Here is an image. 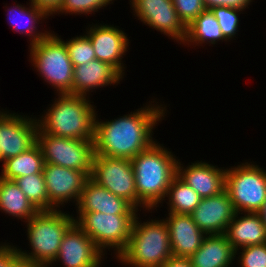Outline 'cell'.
Segmentation results:
<instances>
[{
	"label": "cell",
	"mask_w": 266,
	"mask_h": 267,
	"mask_svg": "<svg viewBox=\"0 0 266 267\" xmlns=\"http://www.w3.org/2000/svg\"><path fill=\"white\" fill-rule=\"evenodd\" d=\"M116 119L100 121L96 114L94 129L95 154L107 157L132 159L155 142L154 127L166 116L167 106L152 104ZM165 115V116H164ZM98 119V120H97Z\"/></svg>",
	"instance_id": "6da1fadb"
},
{
	"label": "cell",
	"mask_w": 266,
	"mask_h": 267,
	"mask_svg": "<svg viewBox=\"0 0 266 267\" xmlns=\"http://www.w3.org/2000/svg\"><path fill=\"white\" fill-rule=\"evenodd\" d=\"M164 147L156 141L131 159L138 199L149 210H154L163 204L168 188L177 175L179 159Z\"/></svg>",
	"instance_id": "7a4b0ae2"
},
{
	"label": "cell",
	"mask_w": 266,
	"mask_h": 267,
	"mask_svg": "<svg viewBox=\"0 0 266 267\" xmlns=\"http://www.w3.org/2000/svg\"><path fill=\"white\" fill-rule=\"evenodd\" d=\"M51 107L37 119L38 127L58 137L94 140L96 107L89 97L58 94Z\"/></svg>",
	"instance_id": "3957f363"
},
{
	"label": "cell",
	"mask_w": 266,
	"mask_h": 267,
	"mask_svg": "<svg viewBox=\"0 0 266 267\" xmlns=\"http://www.w3.org/2000/svg\"><path fill=\"white\" fill-rule=\"evenodd\" d=\"M73 215L61 210L38 211L26 222L27 238L32 251L16 247L18 256L32 267L52 266L62 238L74 223Z\"/></svg>",
	"instance_id": "277c9868"
},
{
	"label": "cell",
	"mask_w": 266,
	"mask_h": 267,
	"mask_svg": "<svg viewBox=\"0 0 266 267\" xmlns=\"http://www.w3.org/2000/svg\"><path fill=\"white\" fill-rule=\"evenodd\" d=\"M171 256L169 230L164 218L142 223L137 214L127 247L117 260L129 267H161Z\"/></svg>",
	"instance_id": "5b68a950"
},
{
	"label": "cell",
	"mask_w": 266,
	"mask_h": 267,
	"mask_svg": "<svg viewBox=\"0 0 266 267\" xmlns=\"http://www.w3.org/2000/svg\"><path fill=\"white\" fill-rule=\"evenodd\" d=\"M30 59L38 75L57 94H72L73 65L64 40L52 32L43 40L29 46Z\"/></svg>",
	"instance_id": "8992f818"
},
{
	"label": "cell",
	"mask_w": 266,
	"mask_h": 267,
	"mask_svg": "<svg viewBox=\"0 0 266 267\" xmlns=\"http://www.w3.org/2000/svg\"><path fill=\"white\" fill-rule=\"evenodd\" d=\"M225 190L236 212L257 213L266 199V171L254 162L226 168Z\"/></svg>",
	"instance_id": "52a82bcc"
},
{
	"label": "cell",
	"mask_w": 266,
	"mask_h": 267,
	"mask_svg": "<svg viewBox=\"0 0 266 267\" xmlns=\"http://www.w3.org/2000/svg\"><path fill=\"white\" fill-rule=\"evenodd\" d=\"M36 142L45 163L81 171L90 178L95 154L94 140L58 137L44 133L38 127Z\"/></svg>",
	"instance_id": "ba28073f"
},
{
	"label": "cell",
	"mask_w": 266,
	"mask_h": 267,
	"mask_svg": "<svg viewBox=\"0 0 266 267\" xmlns=\"http://www.w3.org/2000/svg\"><path fill=\"white\" fill-rule=\"evenodd\" d=\"M135 216L91 212L84 213L75 223L93 240L102 253L106 249L115 250L117 259L127 247Z\"/></svg>",
	"instance_id": "9c48e42d"
},
{
	"label": "cell",
	"mask_w": 266,
	"mask_h": 267,
	"mask_svg": "<svg viewBox=\"0 0 266 267\" xmlns=\"http://www.w3.org/2000/svg\"><path fill=\"white\" fill-rule=\"evenodd\" d=\"M99 186L130 202L137 210L145 208L136 192L135 173L131 159L107 157L94 154L90 175Z\"/></svg>",
	"instance_id": "30bf717a"
},
{
	"label": "cell",
	"mask_w": 266,
	"mask_h": 267,
	"mask_svg": "<svg viewBox=\"0 0 266 267\" xmlns=\"http://www.w3.org/2000/svg\"><path fill=\"white\" fill-rule=\"evenodd\" d=\"M134 16L152 29L183 44L187 27L176 13L172 0H129ZM180 41V42H179Z\"/></svg>",
	"instance_id": "8fae6325"
},
{
	"label": "cell",
	"mask_w": 266,
	"mask_h": 267,
	"mask_svg": "<svg viewBox=\"0 0 266 267\" xmlns=\"http://www.w3.org/2000/svg\"><path fill=\"white\" fill-rule=\"evenodd\" d=\"M2 111L0 110V155L3 163L36 143L38 121L36 117L9 113L4 109Z\"/></svg>",
	"instance_id": "7c38bea8"
},
{
	"label": "cell",
	"mask_w": 266,
	"mask_h": 267,
	"mask_svg": "<svg viewBox=\"0 0 266 267\" xmlns=\"http://www.w3.org/2000/svg\"><path fill=\"white\" fill-rule=\"evenodd\" d=\"M43 175L48 194V211L59 210L68 201L77 205L85 182L89 179L84 172L49 163H45Z\"/></svg>",
	"instance_id": "4fadbf2b"
},
{
	"label": "cell",
	"mask_w": 266,
	"mask_h": 267,
	"mask_svg": "<svg viewBox=\"0 0 266 267\" xmlns=\"http://www.w3.org/2000/svg\"><path fill=\"white\" fill-rule=\"evenodd\" d=\"M103 254L93 240L74 222L65 232L55 262L64 267H99Z\"/></svg>",
	"instance_id": "5bb4252c"
},
{
	"label": "cell",
	"mask_w": 266,
	"mask_h": 267,
	"mask_svg": "<svg viewBox=\"0 0 266 267\" xmlns=\"http://www.w3.org/2000/svg\"><path fill=\"white\" fill-rule=\"evenodd\" d=\"M87 29L85 35L92 43L96 59L111 64L124 76L125 63L122 59L128 51V35L116 26L108 24L96 23Z\"/></svg>",
	"instance_id": "9a60e30c"
},
{
	"label": "cell",
	"mask_w": 266,
	"mask_h": 267,
	"mask_svg": "<svg viewBox=\"0 0 266 267\" xmlns=\"http://www.w3.org/2000/svg\"><path fill=\"white\" fill-rule=\"evenodd\" d=\"M236 211L226 190L208 198H202L190 214L206 235L225 234Z\"/></svg>",
	"instance_id": "2e32d148"
},
{
	"label": "cell",
	"mask_w": 266,
	"mask_h": 267,
	"mask_svg": "<svg viewBox=\"0 0 266 267\" xmlns=\"http://www.w3.org/2000/svg\"><path fill=\"white\" fill-rule=\"evenodd\" d=\"M75 206L77 208V217H74L75 222L84 213L137 215L139 211L130 202L99 186L90 178L85 182L78 204Z\"/></svg>",
	"instance_id": "e0dca14e"
},
{
	"label": "cell",
	"mask_w": 266,
	"mask_h": 267,
	"mask_svg": "<svg viewBox=\"0 0 266 267\" xmlns=\"http://www.w3.org/2000/svg\"><path fill=\"white\" fill-rule=\"evenodd\" d=\"M182 165L179 159L177 175L201 198L215 196L225 190L224 167L219 168L203 161H195L185 168Z\"/></svg>",
	"instance_id": "ac0fdd59"
},
{
	"label": "cell",
	"mask_w": 266,
	"mask_h": 267,
	"mask_svg": "<svg viewBox=\"0 0 266 267\" xmlns=\"http://www.w3.org/2000/svg\"><path fill=\"white\" fill-rule=\"evenodd\" d=\"M123 78L111 64L95 59L73 67L72 95L89 97L94 89L118 85Z\"/></svg>",
	"instance_id": "d6986e66"
},
{
	"label": "cell",
	"mask_w": 266,
	"mask_h": 267,
	"mask_svg": "<svg viewBox=\"0 0 266 267\" xmlns=\"http://www.w3.org/2000/svg\"><path fill=\"white\" fill-rule=\"evenodd\" d=\"M164 221L168 226L173 256L190 257L200 248L207 236L190 214L168 213Z\"/></svg>",
	"instance_id": "ffe728a7"
},
{
	"label": "cell",
	"mask_w": 266,
	"mask_h": 267,
	"mask_svg": "<svg viewBox=\"0 0 266 267\" xmlns=\"http://www.w3.org/2000/svg\"><path fill=\"white\" fill-rule=\"evenodd\" d=\"M242 214L243 212H236L225 232L235 251L242 247L266 243V227L258 213L244 212V216Z\"/></svg>",
	"instance_id": "44dd1931"
},
{
	"label": "cell",
	"mask_w": 266,
	"mask_h": 267,
	"mask_svg": "<svg viewBox=\"0 0 266 267\" xmlns=\"http://www.w3.org/2000/svg\"><path fill=\"white\" fill-rule=\"evenodd\" d=\"M237 256L225 234L207 235L189 259L193 267H230Z\"/></svg>",
	"instance_id": "7402d4cb"
},
{
	"label": "cell",
	"mask_w": 266,
	"mask_h": 267,
	"mask_svg": "<svg viewBox=\"0 0 266 267\" xmlns=\"http://www.w3.org/2000/svg\"><path fill=\"white\" fill-rule=\"evenodd\" d=\"M29 5L30 6L28 8L24 5L16 4L11 6V8L6 9L8 10L7 19L11 25L10 27L16 32H19V34L29 36V38H31L29 40L30 45H33L46 38L51 32L37 31L38 28L36 24H40V20L49 18V16L44 11L37 9L31 2Z\"/></svg>",
	"instance_id": "603a6c76"
},
{
	"label": "cell",
	"mask_w": 266,
	"mask_h": 267,
	"mask_svg": "<svg viewBox=\"0 0 266 267\" xmlns=\"http://www.w3.org/2000/svg\"><path fill=\"white\" fill-rule=\"evenodd\" d=\"M3 210V211H2ZM0 211L8 216L30 220L38 210L31 204L14 180L0 177Z\"/></svg>",
	"instance_id": "cb8c5ba5"
},
{
	"label": "cell",
	"mask_w": 266,
	"mask_h": 267,
	"mask_svg": "<svg viewBox=\"0 0 266 267\" xmlns=\"http://www.w3.org/2000/svg\"><path fill=\"white\" fill-rule=\"evenodd\" d=\"M44 165L42 151L36 142L27 151L3 161L0 177L14 180L22 176L43 173Z\"/></svg>",
	"instance_id": "d4e9b609"
},
{
	"label": "cell",
	"mask_w": 266,
	"mask_h": 267,
	"mask_svg": "<svg viewBox=\"0 0 266 267\" xmlns=\"http://www.w3.org/2000/svg\"><path fill=\"white\" fill-rule=\"evenodd\" d=\"M220 40L227 41L211 10H205L187 27V37L183 44L202 47L205 43L215 45Z\"/></svg>",
	"instance_id": "484cf974"
},
{
	"label": "cell",
	"mask_w": 266,
	"mask_h": 267,
	"mask_svg": "<svg viewBox=\"0 0 266 267\" xmlns=\"http://www.w3.org/2000/svg\"><path fill=\"white\" fill-rule=\"evenodd\" d=\"M166 197L168 212L177 214H191L202 199L178 175L173 178Z\"/></svg>",
	"instance_id": "4316f807"
},
{
	"label": "cell",
	"mask_w": 266,
	"mask_h": 267,
	"mask_svg": "<svg viewBox=\"0 0 266 267\" xmlns=\"http://www.w3.org/2000/svg\"><path fill=\"white\" fill-rule=\"evenodd\" d=\"M14 182L38 211H48V194L43 173L18 177Z\"/></svg>",
	"instance_id": "83f0119b"
},
{
	"label": "cell",
	"mask_w": 266,
	"mask_h": 267,
	"mask_svg": "<svg viewBox=\"0 0 266 267\" xmlns=\"http://www.w3.org/2000/svg\"><path fill=\"white\" fill-rule=\"evenodd\" d=\"M73 67L96 59L90 39L84 34L64 41Z\"/></svg>",
	"instance_id": "f1b7e54d"
},
{
	"label": "cell",
	"mask_w": 266,
	"mask_h": 267,
	"mask_svg": "<svg viewBox=\"0 0 266 267\" xmlns=\"http://www.w3.org/2000/svg\"><path fill=\"white\" fill-rule=\"evenodd\" d=\"M239 9L229 8V7H214L211 9L214 17L218 21L221 32L226 40L233 39L238 34L239 27V14H241Z\"/></svg>",
	"instance_id": "f546056e"
},
{
	"label": "cell",
	"mask_w": 266,
	"mask_h": 267,
	"mask_svg": "<svg viewBox=\"0 0 266 267\" xmlns=\"http://www.w3.org/2000/svg\"><path fill=\"white\" fill-rule=\"evenodd\" d=\"M114 0H63L58 14H77L87 15L97 12L102 7H107L109 4H113Z\"/></svg>",
	"instance_id": "4dcf8cb0"
},
{
	"label": "cell",
	"mask_w": 266,
	"mask_h": 267,
	"mask_svg": "<svg viewBox=\"0 0 266 267\" xmlns=\"http://www.w3.org/2000/svg\"><path fill=\"white\" fill-rule=\"evenodd\" d=\"M235 255H238L237 260L241 267H266V243L242 247L235 251Z\"/></svg>",
	"instance_id": "1f68e13d"
},
{
	"label": "cell",
	"mask_w": 266,
	"mask_h": 267,
	"mask_svg": "<svg viewBox=\"0 0 266 267\" xmlns=\"http://www.w3.org/2000/svg\"><path fill=\"white\" fill-rule=\"evenodd\" d=\"M176 13L188 27L206 8L203 0H172Z\"/></svg>",
	"instance_id": "d6a6232c"
},
{
	"label": "cell",
	"mask_w": 266,
	"mask_h": 267,
	"mask_svg": "<svg viewBox=\"0 0 266 267\" xmlns=\"http://www.w3.org/2000/svg\"><path fill=\"white\" fill-rule=\"evenodd\" d=\"M253 0H203L206 10L214 7H229L239 10H246Z\"/></svg>",
	"instance_id": "836d02e7"
},
{
	"label": "cell",
	"mask_w": 266,
	"mask_h": 267,
	"mask_svg": "<svg viewBox=\"0 0 266 267\" xmlns=\"http://www.w3.org/2000/svg\"><path fill=\"white\" fill-rule=\"evenodd\" d=\"M9 244H0V267H10L19 258L16 247Z\"/></svg>",
	"instance_id": "e575fe53"
},
{
	"label": "cell",
	"mask_w": 266,
	"mask_h": 267,
	"mask_svg": "<svg viewBox=\"0 0 266 267\" xmlns=\"http://www.w3.org/2000/svg\"><path fill=\"white\" fill-rule=\"evenodd\" d=\"M37 9L44 11L48 16L57 14L63 0H29Z\"/></svg>",
	"instance_id": "d590c367"
},
{
	"label": "cell",
	"mask_w": 266,
	"mask_h": 267,
	"mask_svg": "<svg viewBox=\"0 0 266 267\" xmlns=\"http://www.w3.org/2000/svg\"><path fill=\"white\" fill-rule=\"evenodd\" d=\"M161 267H193L189 257L171 256Z\"/></svg>",
	"instance_id": "8d00e7d4"
},
{
	"label": "cell",
	"mask_w": 266,
	"mask_h": 267,
	"mask_svg": "<svg viewBox=\"0 0 266 267\" xmlns=\"http://www.w3.org/2000/svg\"><path fill=\"white\" fill-rule=\"evenodd\" d=\"M257 213L266 227V199Z\"/></svg>",
	"instance_id": "74e56055"
},
{
	"label": "cell",
	"mask_w": 266,
	"mask_h": 267,
	"mask_svg": "<svg viewBox=\"0 0 266 267\" xmlns=\"http://www.w3.org/2000/svg\"><path fill=\"white\" fill-rule=\"evenodd\" d=\"M10 267H32L21 258H18Z\"/></svg>",
	"instance_id": "f35d334b"
}]
</instances>
